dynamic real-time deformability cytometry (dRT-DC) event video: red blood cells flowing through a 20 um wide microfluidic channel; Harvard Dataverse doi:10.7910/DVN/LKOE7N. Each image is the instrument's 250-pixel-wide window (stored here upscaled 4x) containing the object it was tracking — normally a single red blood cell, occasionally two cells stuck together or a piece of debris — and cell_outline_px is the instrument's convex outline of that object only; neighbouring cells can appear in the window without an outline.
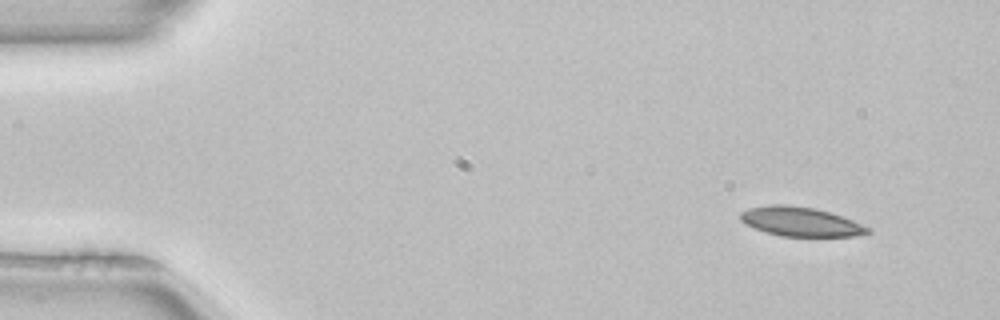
{"species": "common noctule bat (a hibernating species)", "species_latin": "Nyctalus noctula", "temperature_condition": "room temperature", "stored_images_in_passage": 4, "camera_frame_rate_fps": 3000, "um_per_image_px": 0.085, "animal": {"sex": "female", "body_mass_g": 22.7, "forearm_length_mm": 54.2}, "frame": {"image": 1, "passage_image": 1, "time_ms": 0.0, "image_size_px": [1000, 320], "cell_outline_px": [[872, 232], [852, 236], [780, 236], [744, 224], [740, 220], [740, 212], [748, 208], [768, 204], [788, 204], [816, 208], [852, 220], [872, 228]], "centroid_in_image_um": [68.03, 18.83], "position_along_channel_um": 17.0, "area_um2": 21.73}}
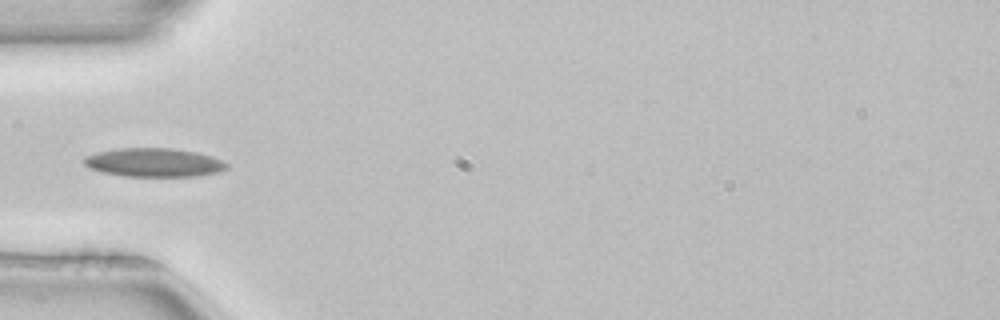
{"frame": {"image": 2, "passage_image": 4, "time_ms": 1.0, "image_size_px": [1000, 320], "cell_outline_px": [[228, 168], [220, 172], [196, 176], [124, 176], [100, 172], [84, 164], [84, 156], [116, 148], [172, 148], [196, 152], [212, 156], [228, 164]], "centroid_in_image_um": [13.1, 13.81], "position_along_channel_um": 71.9, "area_um2": 23.81}}